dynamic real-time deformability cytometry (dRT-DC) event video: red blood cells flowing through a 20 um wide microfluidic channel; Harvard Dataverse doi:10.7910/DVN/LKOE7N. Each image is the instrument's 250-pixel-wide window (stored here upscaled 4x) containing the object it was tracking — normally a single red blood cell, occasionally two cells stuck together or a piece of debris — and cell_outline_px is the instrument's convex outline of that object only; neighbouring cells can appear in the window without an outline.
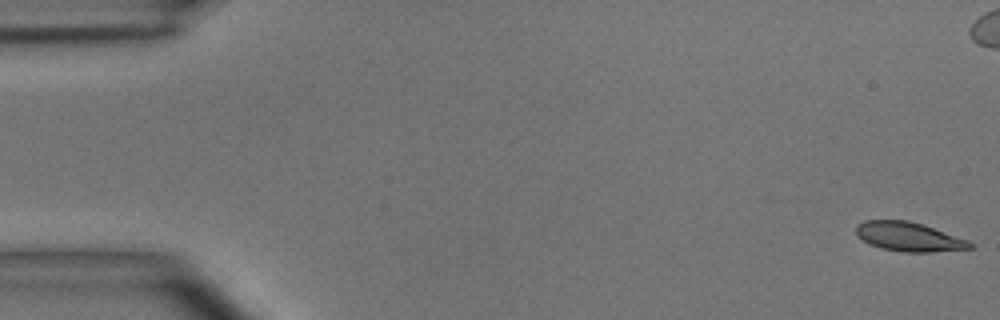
{"species": "common noctule bat (a hibernating species)", "species_latin": "Nyctalus noctula", "temperature_condition": "room temperature", "stored_images_in_passage": 50, "camera_frame_rate_fps": 3000, "um_per_image_px": 0.085, "animal": {"sex": "male", "body_mass_g": 15.6}, "frame": {"image": 1, "passage_image": 1, "time_ms": 0.0, "image_size_px": [1000, 320], "cell_outline_px": [[972, 248], [928, 252], [904, 252], [880, 248], [868, 244], [856, 236], [856, 224], [864, 220], [908, 220], [924, 224], [968, 240], [972, 244]], "centroid_in_image_um": [77.19, 20.11], "position_along_channel_um": 7.8, "area_um2": 19.48}}
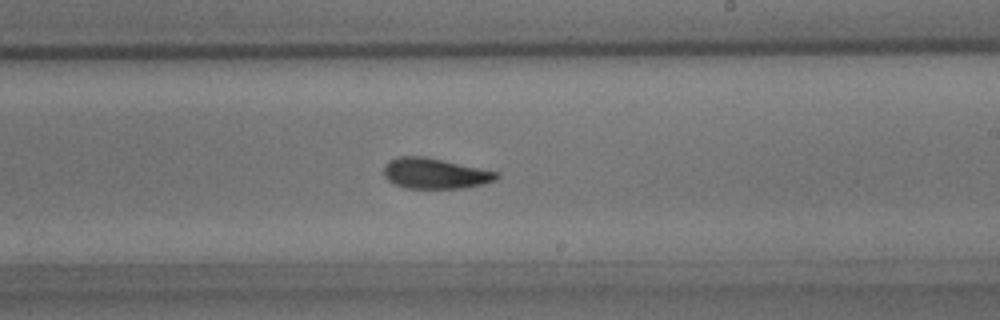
{"frame": {"image": 2, "passage_image": 29, "time_ms": 9.333, "image_size_px": [1000, 320], "cell_outline_px": [[500, 176], [496, 180], [484, 184], [460, 188], [404, 188], [388, 180], [384, 176], [384, 164], [388, 160], [396, 156], [424, 156], [500, 172]], "centroid_in_image_um": [36.97, 14.73], "position_along_channel_um": 252.0, "area_um2": 20.23}}
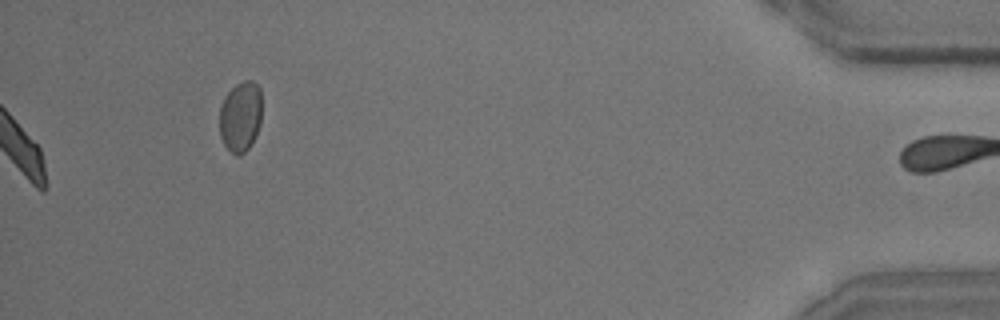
{"frame": {"image": 3, "passage_image": 50, "time_ms": 16.333, "image_size_px": [1000, 320], "cell_outline_px": [[260, 124], [256, 136], [248, 148], [244, 152], [232, 152], [224, 144], [220, 136], [220, 108], [224, 96], [236, 84], [244, 80], [252, 80], [260, 88]], "centroid_in_image_um": [20.44, 9.86], "position_along_channel_um": 414.8, "area_um2": 17.11}, "authors_computed_cell_mechanics": {"area_um2": 20.0566, "velocity_mm_per_s": 4.065, "shape_relaxation_time_tau1_ms": 3.8757, "shape_relaxation_time_tau2_ms": 1.7109, "deformation_change_tau1": 0.1323, "deformation_change_tau2": 0.0746}}